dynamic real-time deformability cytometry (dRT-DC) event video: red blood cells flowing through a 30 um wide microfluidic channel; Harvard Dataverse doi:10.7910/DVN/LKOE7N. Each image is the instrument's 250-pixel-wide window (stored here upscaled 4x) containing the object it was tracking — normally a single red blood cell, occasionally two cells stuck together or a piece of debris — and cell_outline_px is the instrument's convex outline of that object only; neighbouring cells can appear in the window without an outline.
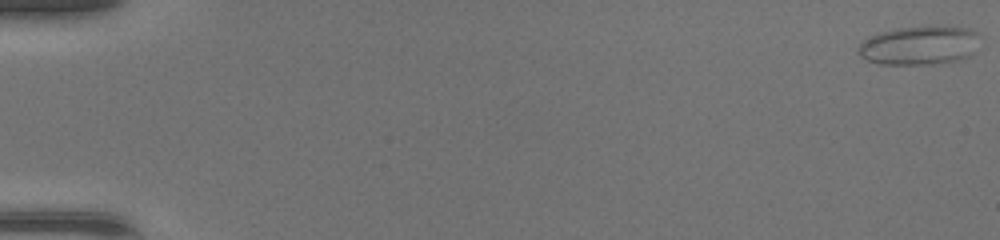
{"species": "common noctule bat (a hibernating species)", "species_latin": "Nyctalus noctula", "temperature_condition": "warm", "stored_images_in_passage": 48, "camera_frame_rate_fps": 3000, "um_per_image_px": 0.085, "animal": {"sex": "female", "body_mass_g": 17.0, "forearm_length_mm": 48.0}, "frame": {"image": 1, "passage_image": 1, "time_ms": 0.0, "image_size_px": [1000, 240], "cell_outline_px": [[980, 36], [968, 56], [956, 60], [932, 64], [880, 64], [868, 60], [860, 56], [856, 48], [864, 40], [880, 32], [896, 28], [928, 24], [968, 28], [976, 32]], "centroid_in_image_um": [78.11, 3.82], "position_along_channel_um": 6.9, "area_um2": 27.63}}
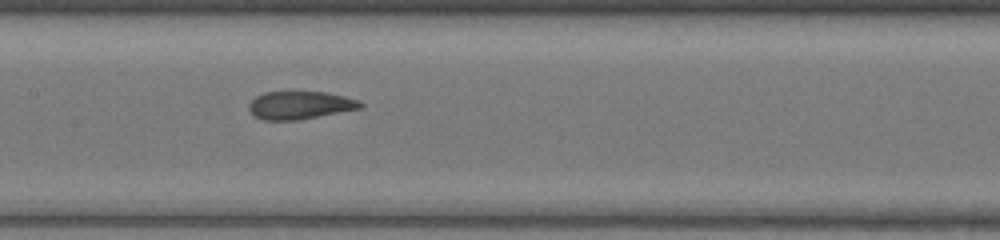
{"frame": {"image": 2, "passage_image": 25, "time_ms": 8.0, "image_size_px": [1000, 240], "cell_outline_px": [[364, 108], [296, 120], [264, 120], [256, 116], [248, 108], [248, 104], [256, 96], [264, 92], [328, 92], [344, 96], [356, 100], [364, 104]], "centroid_in_image_um": [25.52, 8.94], "position_along_channel_um": 181.9, "area_um2": 18.03}}
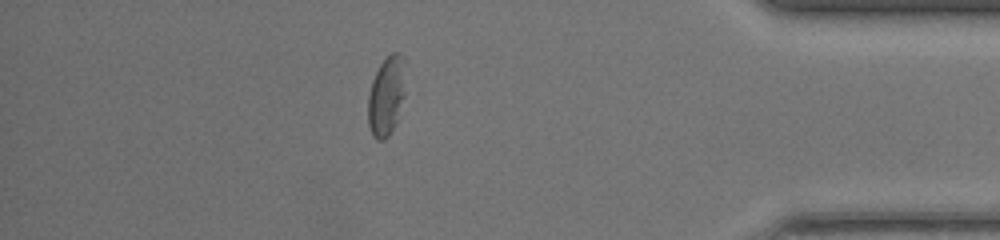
{"frame": {"image": 3, "passage_image": 42, "time_ms": 13.667, "image_size_px": [1000, 240], "cell_outline_px": [[404, 96], [396, 124], [388, 136], [384, 140], [376, 140], [372, 136], [368, 124], [368, 96], [372, 80], [380, 64], [392, 52], [400, 52], [404, 56]], "centroid_in_image_um": [32.84, 8.17], "position_along_channel_um": 402.4, "area_um2": 17.4}}